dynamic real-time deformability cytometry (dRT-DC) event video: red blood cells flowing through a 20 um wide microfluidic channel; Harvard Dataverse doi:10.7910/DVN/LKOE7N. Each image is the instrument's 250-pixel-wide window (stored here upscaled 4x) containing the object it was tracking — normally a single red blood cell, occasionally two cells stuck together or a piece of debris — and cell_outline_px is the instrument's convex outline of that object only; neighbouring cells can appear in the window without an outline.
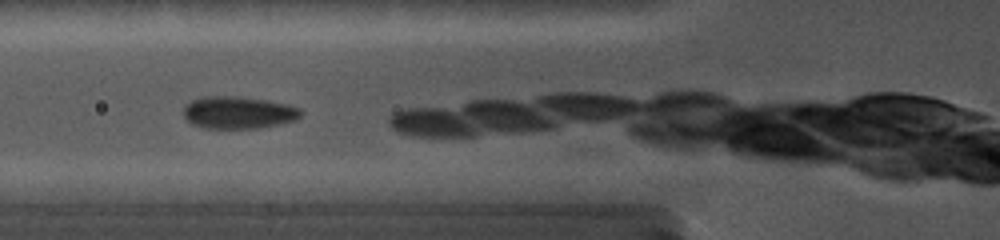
{"species": "common noctule bat (a hibernating species)", "species_latin": "Nyctalus noctula", "temperature_condition": "cold", "stored_images_in_passage": 3, "camera_frame_rate_fps": 5000, "um_per_image_px": 0.085, "animal": {"sex": "female", "body_mass_g": 19.0, "forearm_length_mm": 56.7}, "frame": {"image": 1, "passage_image": 2, "time_ms": 1.0, "image_size_px": [1000, 240], "cell_outline_px": [[304, 112], [296, 120], [280, 124], [256, 128], [204, 128], [192, 124], [184, 116], [184, 104], [192, 100], [204, 96], [236, 96], [264, 100], [288, 104], [300, 108]], "centroid_in_image_um": [20.26, 9.56], "position_along_channel_um": 105.5, "area_um2": 22.14}}